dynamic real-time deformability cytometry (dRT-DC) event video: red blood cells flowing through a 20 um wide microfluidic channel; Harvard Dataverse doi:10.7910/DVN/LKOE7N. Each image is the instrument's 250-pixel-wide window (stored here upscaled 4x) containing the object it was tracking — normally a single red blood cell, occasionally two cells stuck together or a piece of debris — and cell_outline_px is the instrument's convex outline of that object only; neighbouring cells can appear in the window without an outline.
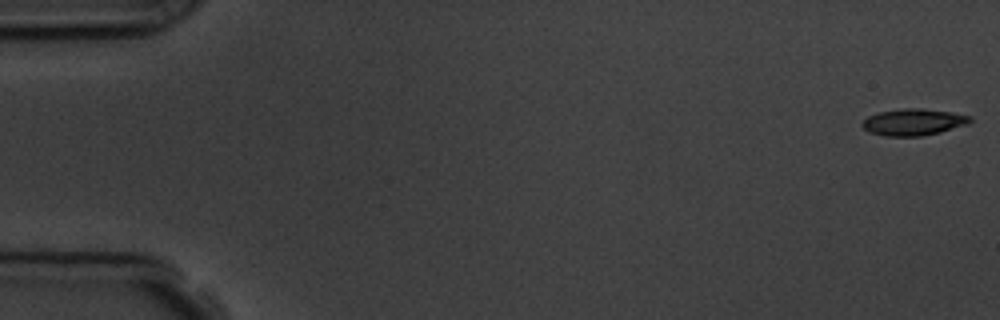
{"species": "common noctule bat (a hibernating species)", "species_latin": "Nyctalus noctula", "temperature_condition": "room temperature", "stored_images_in_passage": 17, "camera_frame_rate_fps": 3000, "um_per_image_px": 0.085, "animal": {"sex": "male", "body_mass_g": 19.5, "forearm_length_mm": 54.6}, "frame": {"image": 1, "passage_image": 1, "time_ms": 0.0, "image_size_px": [1000, 320], "cell_outline_px": [[972, 120], [968, 124], [940, 132], [920, 136], [888, 136], [868, 132], [860, 124], [868, 116], [880, 112], [900, 108], [920, 108], [952, 112], [972, 116]], "centroid_in_image_um": [77.65, 10.37], "position_along_channel_um": 7.3, "area_um2": 16.76}}
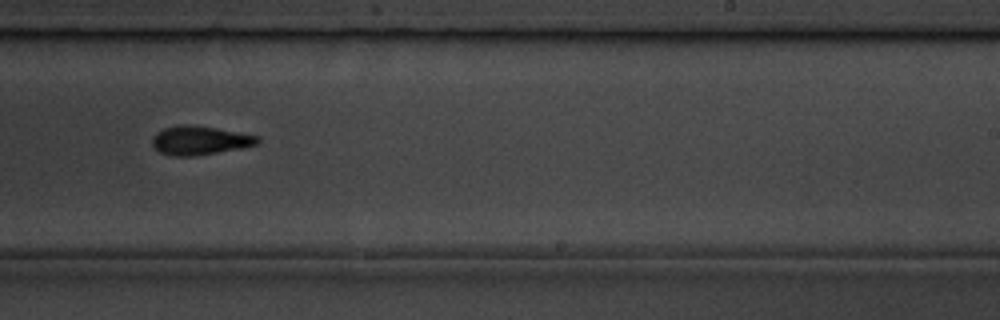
{"frame": {"image": 2, "passage_image": 11, "time_ms": 11.0, "image_size_px": [1000, 320], "cell_outline_px": [[260, 140], [256, 144], [240, 148], [196, 156], [172, 156], [160, 152], [152, 144], [152, 136], [156, 132], [164, 128], [176, 124], [188, 124], [216, 128], [260, 136]], "centroid_in_image_um": [16.95, 11.92], "position_along_channel_um": 272.1, "area_um2": 17.74}}
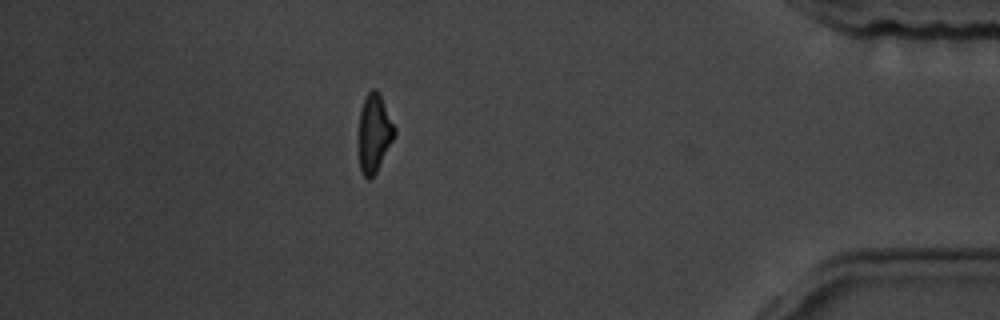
{"frame": {"image": 3, "passage_image": 15, "time_ms": 15.667, "image_size_px": [1000, 320], "cell_outline_px": [[396, 132], [376, 172], [368, 180], [364, 176], [360, 168], [360, 112], [364, 100], [368, 92], [372, 88], [376, 88], [380, 92], [396, 128]], "centroid_in_image_um": [31.83, 11.25], "position_along_channel_um": 403.4, "area_um2": 15.95}, "authors_computed_cell_mechanics": {"area_um2": 17.2822, "velocity_mm_per_s": 3.7645, "shape_relaxation_time_tau1_ms": 5.0481, "shape_relaxation_time_tau2_ms": 7.4437, "deformation_change_tau1": 0.1632, "deformation_change_tau2": 0.1429}}